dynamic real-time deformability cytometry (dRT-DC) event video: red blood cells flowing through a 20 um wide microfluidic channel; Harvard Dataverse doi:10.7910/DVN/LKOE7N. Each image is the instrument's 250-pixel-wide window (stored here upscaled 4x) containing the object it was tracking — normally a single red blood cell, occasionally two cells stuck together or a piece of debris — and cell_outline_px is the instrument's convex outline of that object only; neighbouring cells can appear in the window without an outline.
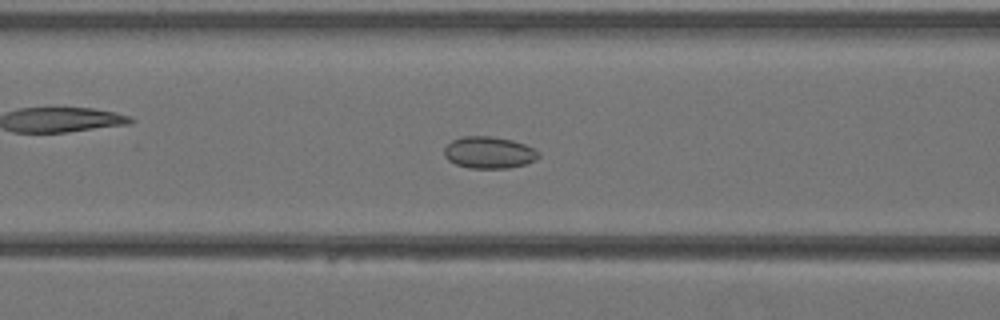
{"species": "Egyptian fruit bat (a non-hibernating species)", "species_latin": "Rousettus aegyptiacus", "temperature_condition": "warm", "stored_images_in_passage": 42, "camera_frame_rate_fps": 3000, "um_per_image_px": 0.085, "animal": {"sex": "female"}, "frame": {"image": 1, "passage_image": 17, "time_ms": 5.333, "image_size_px": [1000, 320], "cell_outline_px": [[540, 156], [536, 160], [524, 164], [508, 168], [468, 168], [456, 164], [448, 160], [444, 156], [444, 148], [452, 140], [464, 136], [492, 136], [512, 140], [524, 144], [540, 152]], "centroid_in_image_um": [41.56, 12.96], "position_along_channel_um": 125.0, "area_um2": 17.51}}
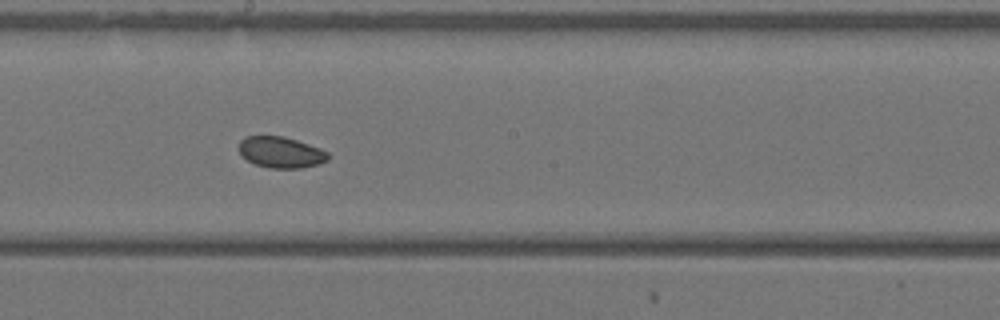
{"frame": {"image": 2, "passage_image": 23, "time_ms": 7.333, "image_size_px": [1000, 320], "cell_outline_px": [[328, 160], [320, 164], [300, 168], [268, 168], [256, 164], [240, 156], [240, 140], [244, 136], [284, 136], [320, 148], [328, 152]], "centroid_in_image_um": [23.87, 12.95], "position_along_channel_um": 224.3, "area_um2": 16.18}}
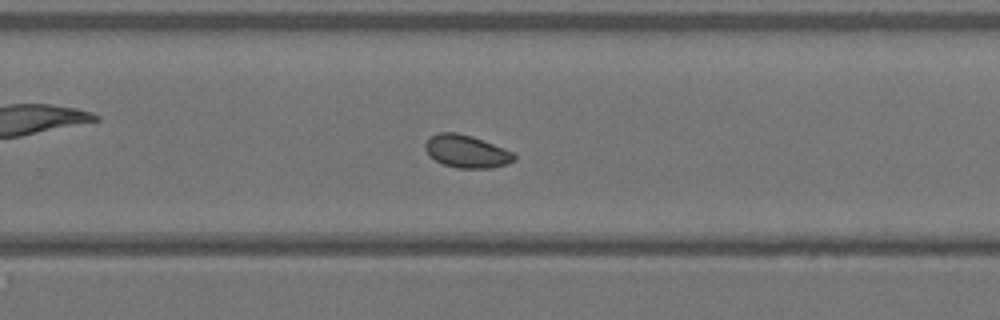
{"frame": {"image": 3, "passage_image": 27, "time_ms": 8.667, "image_size_px": [1000, 320], "cell_outline_px": [[516, 160], [508, 164], [492, 168], [456, 168], [444, 164], [428, 156], [424, 148], [424, 144], [432, 136], [440, 132], [456, 132], [472, 136], [504, 148], [512, 152], [516, 156]], "centroid_in_image_um": [39.66, 12.88], "position_along_channel_um": 290.1, "area_um2": 16.99}}